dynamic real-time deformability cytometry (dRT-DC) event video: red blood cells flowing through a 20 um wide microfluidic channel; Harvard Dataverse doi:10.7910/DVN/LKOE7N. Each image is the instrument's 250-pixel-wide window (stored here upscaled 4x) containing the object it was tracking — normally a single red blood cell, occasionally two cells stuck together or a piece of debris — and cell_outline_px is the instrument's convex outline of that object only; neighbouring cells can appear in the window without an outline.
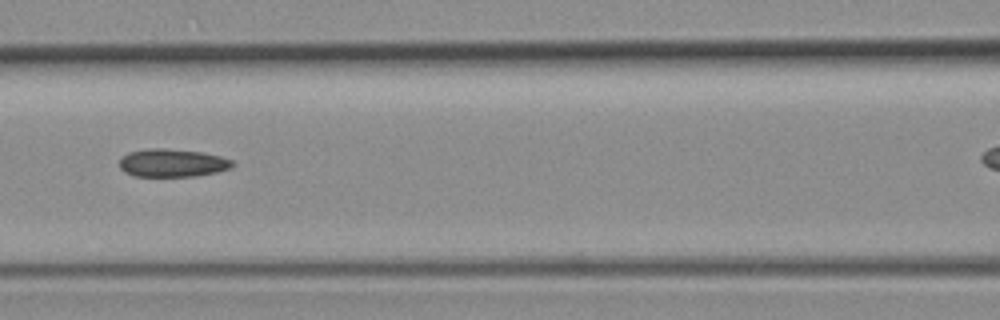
{"species": "common noctule bat (a hibernating species)", "species_latin": "Nyctalus noctula", "temperature_condition": "room temperature", "stored_images_in_passage": 6, "camera_frame_rate_fps": 3000, "um_per_image_px": 0.085, "animal": {"sex": "female", "body_mass_g": 19.3, "forearm_length_mm": 54.1}, "frame": {"image": 1, "passage_image": 3, "time_ms": 0.667, "image_size_px": [1000, 320], "cell_outline_px": [[236, 164], [232, 168], [216, 172], [196, 176], [132, 176], [124, 172], [120, 168], [120, 156], [128, 152], [152, 148], [164, 148], [204, 152], [220, 156], [232, 160]], "centroid_in_image_um": [14.65, 13.84], "position_along_channel_um": 151.9, "area_um2": 18.67}}
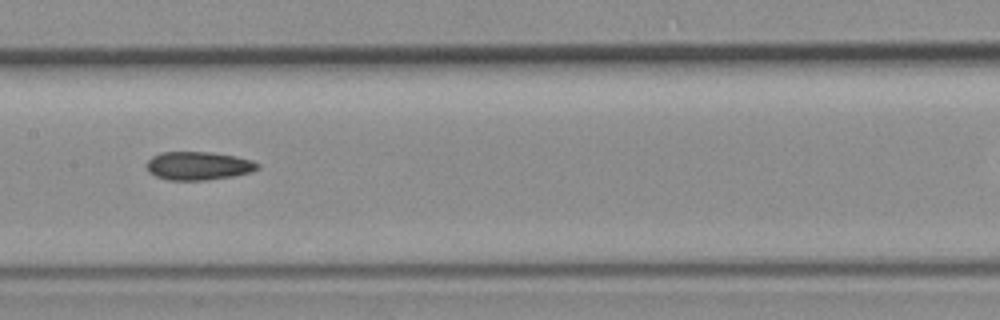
{"frame": {"image": 2, "passage_image": 4, "time_ms": 1.0, "image_size_px": [1000, 320], "cell_outline_px": [[260, 168], [252, 172], [232, 176], [204, 180], [168, 180], [156, 176], [148, 172], [144, 164], [152, 156], [160, 152], [212, 152], [236, 156], [252, 160], [260, 164]], "centroid_in_image_um": [16.85, 14.09], "position_along_channel_um": 190.6, "area_um2": 18.55}}
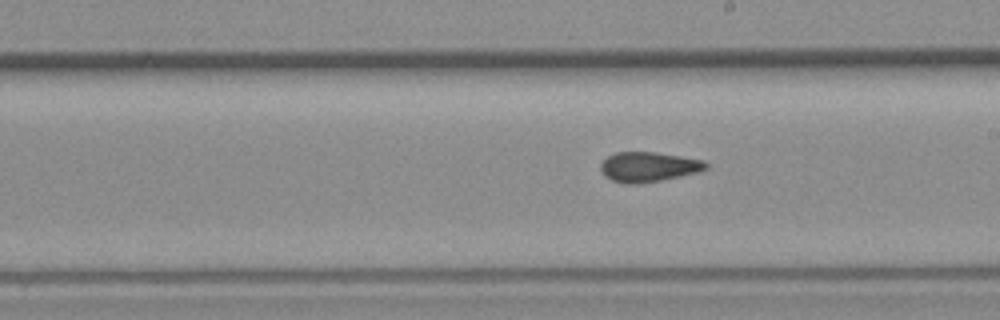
{"frame": {"image": 3, "passage_image": 6, "time_ms": 1.667, "image_size_px": [1000, 320], "cell_outline_px": [[708, 168], [696, 172], [680, 176], [660, 180], [636, 184], [624, 184], [612, 180], [604, 176], [600, 168], [600, 164], [608, 156], [616, 152], [656, 152], [704, 160], [708, 164]], "centroid_in_image_um": [55.1, 14.18], "position_along_channel_um": 233.9, "area_um2": 18.26}}